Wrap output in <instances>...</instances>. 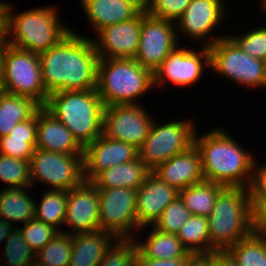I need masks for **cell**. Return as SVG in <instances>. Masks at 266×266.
<instances>
[{
    "mask_svg": "<svg viewBox=\"0 0 266 266\" xmlns=\"http://www.w3.org/2000/svg\"><path fill=\"white\" fill-rule=\"evenodd\" d=\"M39 58L48 94L96 89L98 55L91 38L73 27L57 45L40 53Z\"/></svg>",
    "mask_w": 266,
    "mask_h": 266,
    "instance_id": "obj_1",
    "label": "cell"
},
{
    "mask_svg": "<svg viewBox=\"0 0 266 266\" xmlns=\"http://www.w3.org/2000/svg\"><path fill=\"white\" fill-rule=\"evenodd\" d=\"M211 129L201 136L197 129L194 136L204 180L224 187L250 188L257 154L255 156L246 146L243 147L236 135L232 136L226 128L217 126Z\"/></svg>",
    "mask_w": 266,
    "mask_h": 266,
    "instance_id": "obj_2",
    "label": "cell"
},
{
    "mask_svg": "<svg viewBox=\"0 0 266 266\" xmlns=\"http://www.w3.org/2000/svg\"><path fill=\"white\" fill-rule=\"evenodd\" d=\"M11 3L5 1V35L10 46L40 54L72 31L60 18L57 5L37 6L14 13Z\"/></svg>",
    "mask_w": 266,
    "mask_h": 266,
    "instance_id": "obj_3",
    "label": "cell"
},
{
    "mask_svg": "<svg viewBox=\"0 0 266 266\" xmlns=\"http://www.w3.org/2000/svg\"><path fill=\"white\" fill-rule=\"evenodd\" d=\"M154 89L153 72L135 59H99L96 90L104 107L141 104L142 96Z\"/></svg>",
    "mask_w": 266,
    "mask_h": 266,
    "instance_id": "obj_4",
    "label": "cell"
},
{
    "mask_svg": "<svg viewBox=\"0 0 266 266\" xmlns=\"http://www.w3.org/2000/svg\"><path fill=\"white\" fill-rule=\"evenodd\" d=\"M207 218L211 252L228 250L252 232L250 189L224 187Z\"/></svg>",
    "mask_w": 266,
    "mask_h": 266,
    "instance_id": "obj_5",
    "label": "cell"
},
{
    "mask_svg": "<svg viewBox=\"0 0 266 266\" xmlns=\"http://www.w3.org/2000/svg\"><path fill=\"white\" fill-rule=\"evenodd\" d=\"M44 107L83 147L102 135L104 106L96 89L51 93Z\"/></svg>",
    "mask_w": 266,
    "mask_h": 266,
    "instance_id": "obj_6",
    "label": "cell"
},
{
    "mask_svg": "<svg viewBox=\"0 0 266 266\" xmlns=\"http://www.w3.org/2000/svg\"><path fill=\"white\" fill-rule=\"evenodd\" d=\"M209 50L212 73L246 90L266 89V61L246 54L228 35L209 46Z\"/></svg>",
    "mask_w": 266,
    "mask_h": 266,
    "instance_id": "obj_7",
    "label": "cell"
},
{
    "mask_svg": "<svg viewBox=\"0 0 266 266\" xmlns=\"http://www.w3.org/2000/svg\"><path fill=\"white\" fill-rule=\"evenodd\" d=\"M150 127L148 137L138 148V157L152 172L176 154L182 153L194 145V136L198 127L191 119H176L161 124L155 121Z\"/></svg>",
    "mask_w": 266,
    "mask_h": 266,
    "instance_id": "obj_8",
    "label": "cell"
},
{
    "mask_svg": "<svg viewBox=\"0 0 266 266\" xmlns=\"http://www.w3.org/2000/svg\"><path fill=\"white\" fill-rule=\"evenodd\" d=\"M84 154H67L35 149L30 159V186L43 183L46 190H70L84 181Z\"/></svg>",
    "mask_w": 266,
    "mask_h": 266,
    "instance_id": "obj_9",
    "label": "cell"
},
{
    "mask_svg": "<svg viewBox=\"0 0 266 266\" xmlns=\"http://www.w3.org/2000/svg\"><path fill=\"white\" fill-rule=\"evenodd\" d=\"M0 90L31 98L44 106L49 94L43 83L39 54L9 46Z\"/></svg>",
    "mask_w": 266,
    "mask_h": 266,
    "instance_id": "obj_10",
    "label": "cell"
},
{
    "mask_svg": "<svg viewBox=\"0 0 266 266\" xmlns=\"http://www.w3.org/2000/svg\"><path fill=\"white\" fill-rule=\"evenodd\" d=\"M182 46V43L177 46L153 73L155 89L160 90L166 85L190 88L203 80L207 70L210 71L209 47L197 46L196 50L191 45Z\"/></svg>",
    "mask_w": 266,
    "mask_h": 266,
    "instance_id": "obj_11",
    "label": "cell"
},
{
    "mask_svg": "<svg viewBox=\"0 0 266 266\" xmlns=\"http://www.w3.org/2000/svg\"><path fill=\"white\" fill-rule=\"evenodd\" d=\"M227 8L229 7L225 0H191L175 23L177 37H188V43L197 41L200 42V46L209 47L215 44L220 38L227 36L226 31L221 34L214 33L215 28L218 25L221 27V23L226 20L225 17L229 15L230 11Z\"/></svg>",
    "mask_w": 266,
    "mask_h": 266,
    "instance_id": "obj_12",
    "label": "cell"
},
{
    "mask_svg": "<svg viewBox=\"0 0 266 266\" xmlns=\"http://www.w3.org/2000/svg\"><path fill=\"white\" fill-rule=\"evenodd\" d=\"M100 202L99 229L117 238L137 235L136 194L127 188H97Z\"/></svg>",
    "mask_w": 266,
    "mask_h": 266,
    "instance_id": "obj_13",
    "label": "cell"
},
{
    "mask_svg": "<svg viewBox=\"0 0 266 266\" xmlns=\"http://www.w3.org/2000/svg\"><path fill=\"white\" fill-rule=\"evenodd\" d=\"M181 40L177 37L174 22L153 17L143 8L139 48L134 59L142 67L154 73L168 55L180 45Z\"/></svg>",
    "mask_w": 266,
    "mask_h": 266,
    "instance_id": "obj_14",
    "label": "cell"
},
{
    "mask_svg": "<svg viewBox=\"0 0 266 266\" xmlns=\"http://www.w3.org/2000/svg\"><path fill=\"white\" fill-rule=\"evenodd\" d=\"M143 104L104 107L102 135L134 145L137 149L148 137L154 116Z\"/></svg>",
    "mask_w": 266,
    "mask_h": 266,
    "instance_id": "obj_15",
    "label": "cell"
},
{
    "mask_svg": "<svg viewBox=\"0 0 266 266\" xmlns=\"http://www.w3.org/2000/svg\"><path fill=\"white\" fill-rule=\"evenodd\" d=\"M142 10L132 19L108 25L96 32L91 41L99 59H134L140 42Z\"/></svg>",
    "mask_w": 266,
    "mask_h": 266,
    "instance_id": "obj_16",
    "label": "cell"
},
{
    "mask_svg": "<svg viewBox=\"0 0 266 266\" xmlns=\"http://www.w3.org/2000/svg\"><path fill=\"white\" fill-rule=\"evenodd\" d=\"M99 208L98 190L91 182L84 181L80 186L68 190L62 232L74 235L98 230Z\"/></svg>",
    "mask_w": 266,
    "mask_h": 266,
    "instance_id": "obj_17",
    "label": "cell"
},
{
    "mask_svg": "<svg viewBox=\"0 0 266 266\" xmlns=\"http://www.w3.org/2000/svg\"><path fill=\"white\" fill-rule=\"evenodd\" d=\"M179 191L162 181L156 174L150 172L136 194L137 234L144 230L161 216L163 210L177 197Z\"/></svg>",
    "mask_w": 266,
    "mask_h": 266,
    "instance_id": "obj_18",
    "label": "cell"
},
{
    "mask_svg": "<svg viewBox=\"0 0 266 266\" xmlns=\"http://www.w3.org/2000/svg\"><path fill=\"white\" fill-rule=\"evenodd\" d=\"M138 158V149L129 143L103 135L84 147V179L91 182L100 172Z\"/></svg>",
    "mask_w": 266,
    "mask_h": 266,
    "instance_id": "obj_19",
    "label": "cell"
},
{
    "mask_svg": "<svg viewBox=\"0 0 266 266\" xmlns=\"http://www.w3.org/2000/svg\"><path fill=\"white\" fill-rule=\"evenodd\" d=\"M78 3L94 34L105 26L134 18L144 8L139 0H78Z\"/></svg>",
    "mask_w": 266,
    "mask_h": 266,
    "instance_id": "obj_20",
    "label": "cell"
},
{
    "mask_svg": "<svg viewBox=\"0 0 266 266\" xmlns=\"http://www.w3.org/2000/svg\"><path fill=\"white\" fill-rule=\"evenodd\" d=\"M36 149L67 154H84V147L70 130L44 106L37 112Z\"/></svg>",
    "mask_w": 266,
    "mask_h": 266,
    "instance_id": "obj_21",
    "label": "cell"
},
{
    "mask_svg": "<svg viewBox=\"0 0 266 266\" xmlns=\"http://www.w3.org/2000/svg\"><path fill=\"white\" fill-rule=\"evenodd\" d=\"M152 172L177 191L204 181L200 154L195 145L160 164Z\"/></svg>",
    "mask_w": 266,
    "mask_h": 266,
    "instance_id": "obj_22",
    "label": "cell"
},
{
    "mask_svg": "<svg viewBox=\"0 0 266 266\" xmlns=\"http://www.w3.org/2000/svg\"><path fill=\"white\" fill-rule=\"evenodd\" d=\"M117 239L101 229L72 235L69 266H99L106 251Z\"/></svg>",
    "mask_w": 266,
    "mask_h": 266,
    "instance_id": "obj_23",
    "label": "cell"
},
{
    "mask_svg": "<svg viewBox=\"0 0 266 266\" xmlns=\"http://www.w3.org/2000/svg\"><path fill=\"white\" fill-rule=\"evenodd\" d=\"M151 171L138 157L100 172L91 183L96 188H127L138 190Z\"/></svg>",
    "mask_w": 266,
    "mask_h": 266,
    "instance_id": "obj_24",
    "label": "cell"
},
{
    "mask_svg": "<svg viewBox=\"0 0 266 266\" xmlns=\"http://www.w3.org/2000/svg\"><path fill=\"white\" fill-rule=\"evenodd\" d=\"M30 187L0 189V219L8 221L15 228L18 223H27L35 218V200ZM18 222V223H17Z\"/></svg>",
    "mask_w": 266,
    "mask_h": 266,
    "instance_id": "obj_25",
    "label": "cell"
},
{
    "mask_svg": "<svg viewBox=\"0 0 266 266\" xmlns=\"http://www.w3.org/2000/svg\"><path fill=\"white\" fill-rule=\"evenodd\" d=\"M145 239L133 238L138 246V251L146 258L175 259L187 258L191 253L183 246L177 234L165 233L150 226ZM142 242H141V241Z\"/></svg>",
    "mask_w": 266,
    "mask_h": 266,
    "instance_id": "obj_26",
    "label": "cell"
},
{
    "mask_svg": "<svg viewBox=\"0 0 266 266\" xmlns=\"http://www.w3.org/2000/svg\"><path fill=\"white\" fill-rule=\"evenodd\" d=\"M37 113L21 121L7 136L0 138V154L30 160L36 149Z\"/></svg>",
    "mask_w": 266,
    "mask_h": 266,
    "instance_id": "obj_27",
    "label": "cell"
},
{
    "mask_svg": "<svg viewBox=\"0 0 266 266\" xmlns=\"http://www.w3.org/2000/svg\"><path fill=\"white\" fill-rule=\"evenodd\" d=\"M42 106L35 100L0 90V138L17 123L32 118Z\"/></svg>",
    "mask_w": 266,
    "mask_h": 266,
    "instance_id": "obj_28",
    "label": "cell"
},
{
    "mask_svg": "<svg viewBox=\"0 0 266 266\" xmlns=\"http://www.w3.org/2000/svg\"><path fill=\"white\" fill-rule=\"evenodd\" d=\"M223 188L222 185L204 180L179 191V196L192 215L208 217L212 213L217 196Z\"/></svg>",
    "mask_w": 266,
    "mask_h": 266,
    "instance_id": "obj_29",
    "label": "cell"
},
{
    "mask_svg": "<svg viewBox=\"0 0 266 266\" xmlns=\"http://www.w3.org/2000/svg\"><path fill=\"white\" fill-rule=\"evenodd\" d=\"M41 197L39 202L35 200V218L62 232L66 217L68 191L45 189Z\"/></svg>",
    "mask_w": 266,
    "mask_h": 266,
    "instance_id": "obj_30",
    "label": "cell"
},
{
    "mask_svg": "<svg viewBox=\"0 0 266 266\" xmlns=\"http://www.w3.org/2000/svg\"><path fill=\"white\" fill-rule=\"evenodd\" d=\"M177 237L189 253H211L207 217L192 215L180 228Z\"/></svg>",
    "mask_w": 266,
    "mask_h": 266,
    "instance_id": "obj_31",
    "label": "cell"
},
{
    "mask_svg": "<svg viewBox=\"0 0 266 266\" xmlns=\"http://www.w3.org/2000/svg\"><path fill=\"white\" fill-rule=\"evenodd\" d=\"M239 266H266V241L251 232L227 250Z\"/></svg>",
    "mask_w": 266,
    "mask_h": 266,
    "instance_id": "obj_32",
    "label": "cell"
},
{
    "mask_svg": "<svg viewBox=\"0 0 266 266\" xmlns=\"http://www.w3.org/2000/svg\"><path fill=\"white\" fill-rule=\"evenodd\" d=\"M71 252L72 235L58 232L36 253V259L43 266H69Z\"/></svg>",
    "mask_w": 266,
    "mask_h": 266,
    "instance_id": "obj_33",
    "label": "cell"
},
{
    "mask_svg": "<svg viewBox=\"0 0 266 266\" xmlns=\"http://www.w3.org/2000/svg\"><path fill=\"white\" fill-rule=\"evenodd\" d=\"M1 189L30 187V160H21L0 154Z\"/></svg>",
    "mask_w": 266,
    "mask_h": 266,
    "instance_id": "obj_34",
    "label": "cell"
},
{
    "mask_svg": "<svg viewBox=\"0 0 266 266\" xmlns=\"http://www.w3.org/2000/svg\"><path fill=\"white\" fill-rule=\"evenodd\" d=\"M4 252L0 261L6 266H27L36 259V253L26 243L22 231L16 227L4 242ZM7 263V264H6Z\"/></svg>",
    "mask_w": 266,
    "mask_h": 266,
    "instance_id": "obj_35",
    "label": "cell"
},
{
    "mask_svg": "<svg viewBox=\"0 0 266 266\" xmlns=\"http://www.w3.org/2000/svg\"><path fill=\"white\" fill-rule=\"evenodd\" d=\"M252 26L243 33L227 34L246 54L266 61V22ZM253 28V29H252Z\"/></svg>",
    "mask_w": 266,
    "mask_h": 266,
    "instance_id": "obj_36",
    "label": "cell"
},
{
    "mask_svg": "<svg viewBox=\"0 0 266 266\" xmlns=\"http://www.w3.org/2000/svg\"><path fill=\"white\" fill-rule=\"evenodd\" d=\"M138 246L133 238H118L106 251L99 266H136Z\"/></svg>",
    "mask_w": 266,
    "mask_h": 266,
    "instance_id": "obj_37",
    "label": "cell"
},
{
    "mask_svg": "<svg viewBox=\"0 0 266 266\" xmlns=\"http://www.w3.org/2000/svg\"><path fill=\"white\" fill-rule=\"evenodd\" d=\"M192 214L185 207L183 200L177 196L162 212L153 227L159 231L177 234Z\"/></svg>",
    "mask_w": 266,
    "mask_h": 266,
    "instance_id": "obj_38",
    "label": "cell"
},
{
    "mask_svg": "<svg viewBox=\"0 0 266 266\" xmlns=\"http://www.w3.org/2000/svg\"><path fill=\"white\" fill-rule=\"evenodd\" d=\"M19 226L28 246L37 253L41 250L59 231L43 221L33 218L31 221Z\"/></svg>",
    "mask_w": 266,
    "mask_h": 266,
    "instance_id": "obj_39",
    "label": "cell"
},
{
    "mask_svg": "<svg viewBox=\"0 0 266 266\" xmlns=\"http://www.w3.org/2000/svg\"><path fill=\"white\" fill-rule=\"evenodd\" d=\"M191 0H148L144 9L153 17L176 23Z\"/></svg>",
    "mask_w": 266,
    "mask_h": 266,
    "instance_id": "obj_40",
    "label": "cell"
},
{
    "mask_svg": "<svg viewBox=\"0 0 266 266\" xmlns=\"http://www.w3.org/2000/svg\"><path fill=\"white\" fill-rule=\"evenodd\" d=\"M249 189L252 204H266V163L257 160Z\"/></svg>",
    "mask_w": 266,
    "mask_h": 266,
    "instance_id": "obj_41",
    "label": "cell"
},
{
    "mask_svg": "<svg viewBox=\"0 0 266 266\" xmlns=\"http://www.w3.org/2000/svg\"><path fill=\"white\" fill-rule=\"evenodd\" d=\"M252 232L266 241V204H252Z\"/></svg>",
    "mask_w": 266,
    "mask_h": 266,
    "instance_id": "obj_42",
    "label": "cell"
},
{
    "mask_svg": "<svg viewBox=\"0 0 266 266\" xmlns=\"http://www.w3.org/2000/svg\"><path fill=\"white\" fill-rule=\"evenodd\" d=\"M185 259L186 258H175L166 260L146 258L138 251L136 266H184Z\"/></svg>",
    "mask_w": 266,
    "mask_h": 266,
    "instance_id": "obj_43",
    "label": "cell"
},
{
    "mask_svg": "<svg viewBox=\"0 0 266 266\" xmlns=\"http://www.w3.org/2000/svg\"><path fill=\"white\" fill-rule=\"evenodd\" d=\"M210 266H239L233 256L227 251H212Z\"/></svg>",
    "mask_w": 266,
    "mask_h": 266,
    "instance_id": "obj_44",
    "label": "cell"
},
{
    "mask_svg": "<svg viewBox=\"0 0 266 266\" xmlns=\"http://www.w3.org/2000/svg\"><path fill=\"white\" fill-rule=\"evenodd\" d=\"M211 253H191L186 259L184 266H210Z\"/></svg>",
    "mask_w": 266,
    "mask_h": 266,
    "instance_id": "obj_45",
    "label": "cell"
},
{
    "mask_svg": "<svg viewBox=\"0 0 266 266\" xmlns=\"http://www.w3.org/2000/svg\"><path fill=\"white\" fill-rule=\"evenodd\" d=\"M9 46L10 45L8 43L7 37L6 35H4L0 39V89H1L2 82H3L4 59H5V55H6V52Z\"/></svg>",
    "mask_w": 266,
    "mask_h": 266,
    "instance_id": "obj_46",
    "label": "cell"
},
{
    "mask_svg": "<svg viewBox=\"0 0 266 266\" xmlns=\"http://www.w3.org/2000/svg\"><path fill=\"white\" fill-rule=\"evenodd\" d=\"M14 228L8 221L0 219V243L9 237Z\"/></svg>",
    "mask_w": 266,
    "mask_h": 266,
    "instance_id": "obj_47",
    "label": "cell"
},
{
    "mask_svg": "<svg viewBox=\"0 0 266 266\" xmlns=\"http://www.w3.org/2000/svg\"><path fill=\"white\" fill-rule=\"evenodd\" d=\"M5 35V0H0V39Z\"/></svg>",
    "mask_w": 266,
    "mask_h": 266,
    "instance_id": "obj_48",
    "label": "cell"
},
{
    "mask_svg": "<svg viewBox=\"0 0 266 266\" xmlns=\"http://www.w3.org/2000/svg\"><path fill=\"white\" fill-rule=\"evenodd\" d=\"M259 2H260L259 4L261 5V7H259L260 8L259 10L263 11V14L266 17V0H259Z\"/></svg>",
    "mask_w": 266,
    "mask_h": 266,
    "instance_id": "obj_49",
    "label": "cell"
},
{
    "mask_svg": "<svg viewBox=\"0 0 266 266\" xmlns=\"http://www.w3.org/2000/svg\"><path fill=\"white\" fill-rule=\"evenodd\" d=\"M27 266H43L37 259H34Z\"/></svg>",
    "mask_w": 266,
    "mask_h": 266,
    "instance_id": "obj_50",
    "label": "cell"
},
{
    "mask_svg": "<svg viewBox=\"0 0 266 266\" xmlns=\"http://www.w3.org/2000/svg\"><path fill=\"white\" fill-rule=\"evenodd\" d=\"M141 3L145 4L148 0H139Z\"/></svg>",
    "mask_w": 266,
    "mask_h": 266,
    "instance_id": "obj_51",
    "label": "cell"
}]
</instances>
